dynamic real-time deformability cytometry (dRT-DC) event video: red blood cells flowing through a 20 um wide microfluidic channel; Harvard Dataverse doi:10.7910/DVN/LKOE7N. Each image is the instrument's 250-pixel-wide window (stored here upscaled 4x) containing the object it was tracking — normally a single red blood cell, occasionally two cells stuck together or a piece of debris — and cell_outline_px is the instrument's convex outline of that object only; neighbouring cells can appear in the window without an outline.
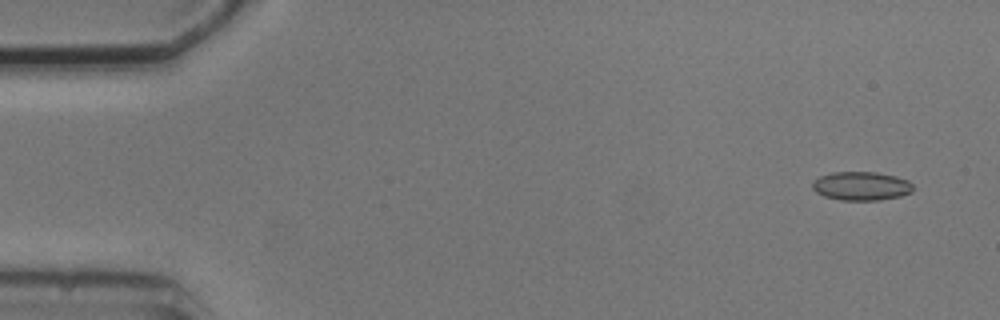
{"species": "common noctule bat (a hibernating species)", "species_latin": "Nyctalus noctula", "temperature_condition": "cold", "stored_images_in_passage": 3, "camera_frame_rate_fps": 3000, "um_per_image_px": 0.085, "animal": {"sex": "male", "body_mass_g": 20.5, "forearm_length_mm": 52.5}, "frame": {"image": 1, "passage_image": 1, "time_ms": 0.0, "image_size_px": [1000, 320], "cell_outline_px": [[912, 192], [900, 196], [880, 200], [840, 200], [824, 196], [816, 192], [812, 188], [812, 184], [820, 176], [832, 172], [876, 172], [896, 176], [908, 180], [912, 184]], "centroid_in_image_um": [73.21, 15.81], "position_along_channel_um": 11.8, "area_um2": 16.82}}
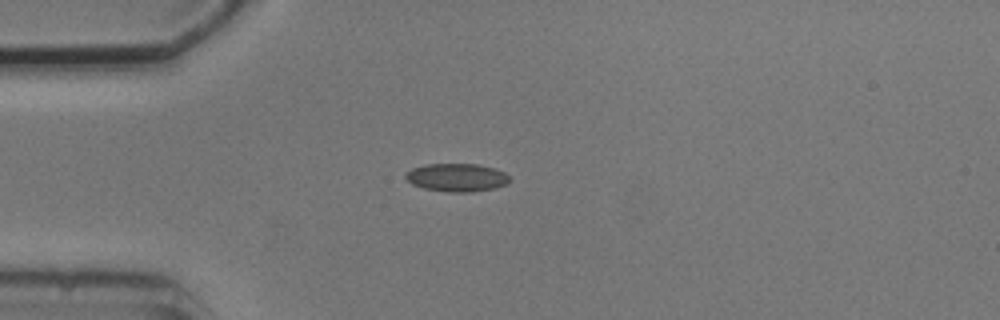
{"frame": {"image": 2, "passage_image": 3, "time_ms": 3.667, "image_size_px": [1000, 320], "cell_outline_px": [[512, 180], [508, 184], [496, 188], [472, 192], [448, 192], [424, 188], [412, 184], [404, 176], [412, 168], [424, 164], [480, 164], [496, 168], [504, 172]], "centroid_in_image_um": [38.88, 15.08], "position_along_channel_um": 46.1, "area_um2": 17.22}}